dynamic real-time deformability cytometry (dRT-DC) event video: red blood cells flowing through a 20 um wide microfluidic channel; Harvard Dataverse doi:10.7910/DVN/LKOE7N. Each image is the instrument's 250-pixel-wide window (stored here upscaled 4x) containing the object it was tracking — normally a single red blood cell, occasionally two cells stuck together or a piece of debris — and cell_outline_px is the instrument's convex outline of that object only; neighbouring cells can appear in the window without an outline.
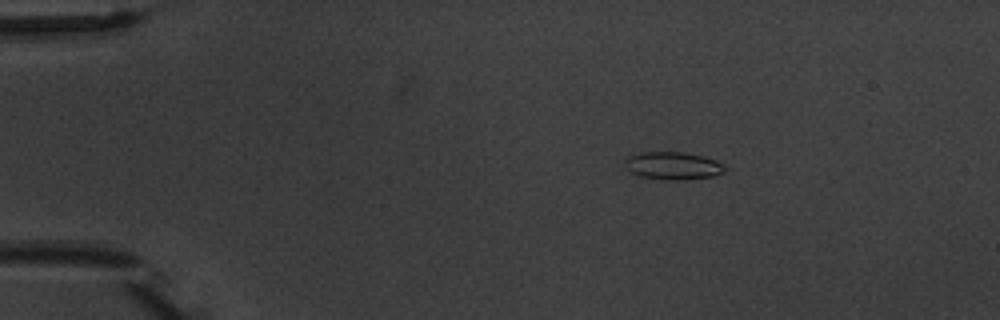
{"species": "common noctule bat (a hibernating species)", "species_latin": "Nyctalus noctula", "temperature_condition": "warm", "stored_images_in_passage": 3, "camera_frame_rate_fps": 3000, "um_per_image_px": 0.085, "animal": {"sex": "male", "body_mass_g": 20.1, "forearm_length_mm": 53.5}, "frame": {"image": 1, "passage_image": 1, "time_ms": 0.0, "image_size_px": [1000, 320], "cell_outline_px": [[724, 172], [716, 176], [680, 180], [668, 180], [640, 176], [632, 172], [624, 164], [624, 160], [628, 156], [644, 152], [684, 152], [704, 156], [716, 160], [724, 164]], "centroid_in_image_um": [57.23, 14.08], "position_along_channel_um": 27.8, "area_um2": 16.13}}